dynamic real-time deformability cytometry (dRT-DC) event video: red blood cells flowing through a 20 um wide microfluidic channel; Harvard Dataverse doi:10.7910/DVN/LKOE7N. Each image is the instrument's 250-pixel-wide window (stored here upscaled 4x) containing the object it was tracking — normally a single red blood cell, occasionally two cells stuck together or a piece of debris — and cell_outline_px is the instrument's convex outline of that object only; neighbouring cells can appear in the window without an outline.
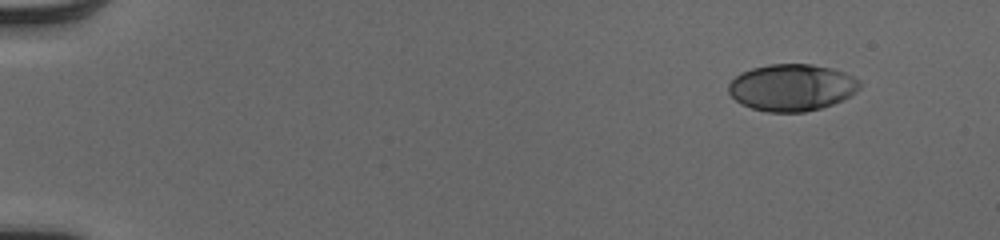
{"species": "human", "species_latin": "Homo sapiens", "temperature_condition": "cold", "stored_images_in_passage": 48, "camera_frame_rate_fps": 3000, "um_per_image_px": 0.085, "donor": {"sex": "male"}, "frame": {"image": 1, "passage_image": 1, "time_ms": 0.0, "image_size_px": [1000, 240], "cell_outline_px": [[860, 88], [856, 92], [832, 104], [820, 108], [804, 112], [768, 112], [752, 108], [736, 100], [728, 92], [728, 84], [740, 72], [752, 68], [768, 64], [812, 64], [832, 68], [844, 72], [860, 80]], "centroid_in_image_um": [67.3, 7.42], "position_along_channel_um": 17.7, "area_um2": 35.72}}
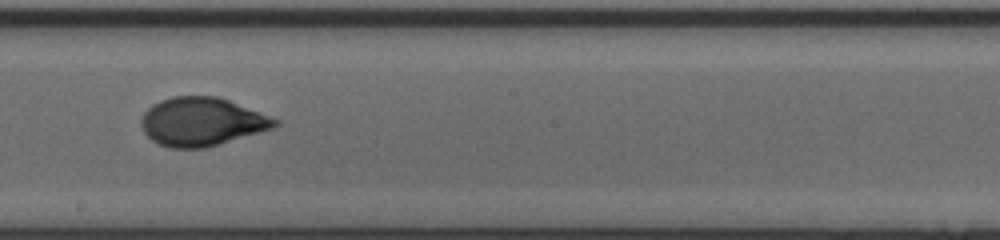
{"frame": {"image": 2, "passage_image": 27, "time_ms": 8.667, "image_size_px": [1000, 240], "cell_outline_px": [[280, 124], [276, 128], [204, 148], [172, 148], [160, 144], [152, 140], [144, 132], [140, 124], [140, 120], [144, 112], [152, 104], [160, 100], [172, 96], [216, 96], [228, 100], [280, 120]], "centroid_in_image_um": [17.15, 10.34], "position_along_channel_um": 231.0, "area_um2": 37.74}}
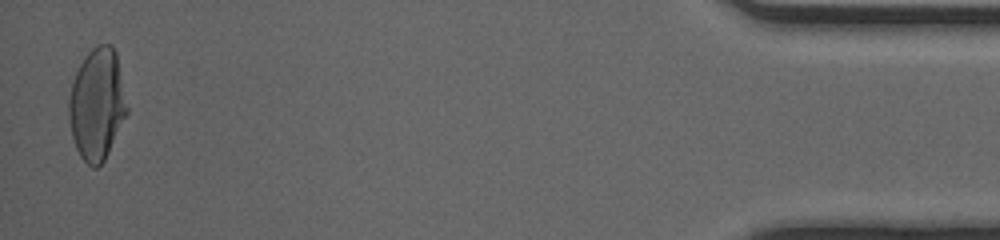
{"frame": {"image": 3, "passage_image": 47, "time_ms": 15.333, "image_size_px": [1000, 240], "cell_outline_px": [[128, 112], [104, 160], [96, 168], [92, 168], [80, 156], [76, 148], [72, 136], [68, 116], [68, 104], [72, 80], [84, 56], [96, 44], [112, 44], [116, 52], [128, 108]], "centroid_in_image_um": [8.24, 8.84], "position_along_channel_um": 427.0, "area_um2": 37.8}, "authors_computed_cell_mechanics": {"area_um2": 36.9342, "velocity_mm_per_s": 4.1096, "shape_relaxation_time_tau1_ms": 4.9936, "shape_relaxation_time_tau2_ms": null, "deformation_change_tau1": 0.234, "deformation_change_tau2": null}}